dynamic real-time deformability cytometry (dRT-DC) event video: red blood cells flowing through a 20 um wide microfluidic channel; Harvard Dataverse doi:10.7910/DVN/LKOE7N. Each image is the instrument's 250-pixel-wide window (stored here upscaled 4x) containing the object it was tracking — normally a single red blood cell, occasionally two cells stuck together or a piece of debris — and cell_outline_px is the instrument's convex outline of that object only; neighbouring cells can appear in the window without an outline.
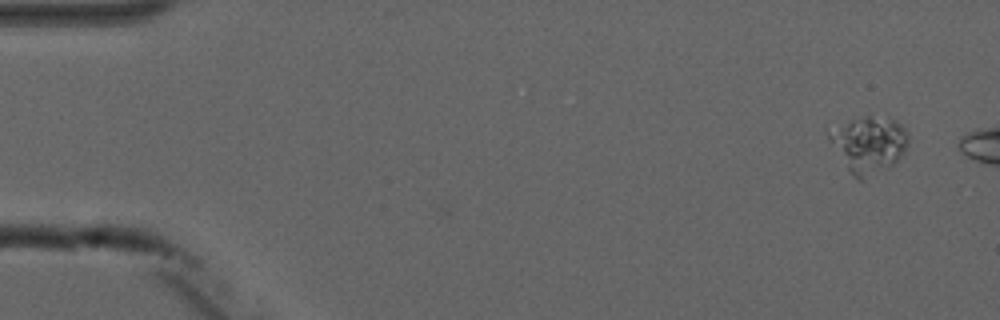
{"species": "common noctule bat (a hibernating species)", "species_latin": "Nyctalus noctula", "temperature_condition": "cold", "stored_images_in_passage": 5, "camera_frame_rate_fps": 3000, "um_per_image_px": 0.085, "animal": {"sex": "male", "forearm_length_mm": 52.5}, "frame": {"image": 1, "passage_image": 1, "time_ms": 0.0, "image_size_px": [1000, 320], "cell_outline_px": [[908, 144], [904, 152], [888, 168], [860, 180], [848, 168], [828, 140], [828, 132], [852, 120], [864, 116], [868, 116], [896, 120], [908, 132]], "centroid_in_image_um": [73.88, 12.26], "position_along_channel_um": 11.1, "area_um2": 25.09}}